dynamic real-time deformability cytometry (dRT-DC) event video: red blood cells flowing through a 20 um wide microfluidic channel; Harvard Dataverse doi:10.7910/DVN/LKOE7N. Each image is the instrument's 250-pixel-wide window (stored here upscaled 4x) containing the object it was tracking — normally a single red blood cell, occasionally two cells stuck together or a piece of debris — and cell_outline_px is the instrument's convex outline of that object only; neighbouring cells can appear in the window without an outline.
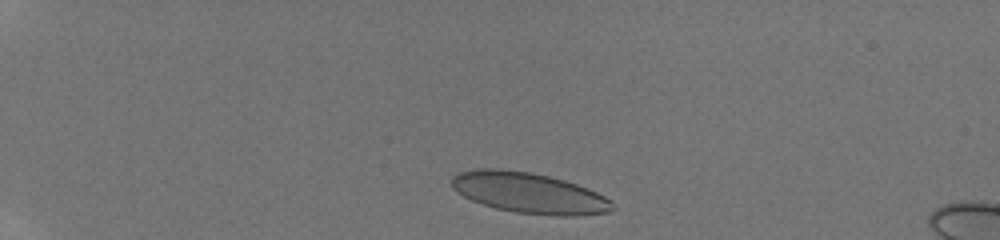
{"species": "human", "species_latin": "Homo sapiens", "temperature_condition": "room temperature", "stored_images_in_passage": 15, "camera_frame_rate_fps": 3000, "um_per_image_px": 0.085, "donor": {"sex": "male"}, "frame": {"image": 1, "passage_image": 1, "time_ms": 0.0, "image_size_px": [1000, 240], "cell_outline_px": [[616, 208], [608, 212], [576, 216], [552, 216], [516, 212], [496, 208], [472, 200], [456, 192], [452, 188], [452, 176], [456, 172], [480, 168], [496, 168], [532, 172], [564, 180], [588, 188], [612, 200]], "centroid_in_image_um": [44.97, 16.39], "position_along_channel_um": 40.0, "area_um2": 38.32}}
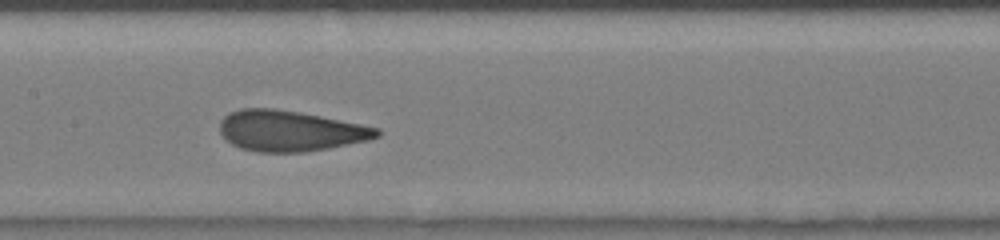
{"frame": {"image": 2, "passage_image": 6, "time_ms": 5.333, "image_size_px": [1000, 240], "cell_outline_px": [[380, 136], [368, 140], [328, 148], [304, 152], [260, 152], [240, 148], [232, 144], [220, 132], [220, 120], [228, 112], [240, 108], [272, 108], [300, 112], [380, 128]], "centroid_in_image_um": [24.64, 11.12], "position_along_channel_um": 182.8, "area_um2": 37.17}}
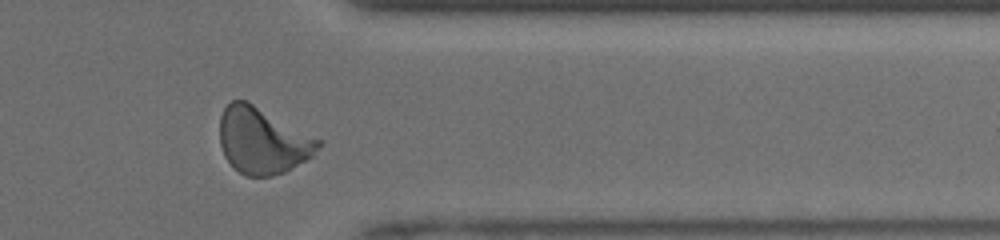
{"frame": {"image": 3, "passage_image": 13, "time_ms": 10.333, "image_size_px": [1000, 240], "cell_outline_px": [[324, 140], [312, 156], [284, 172], [272, 176], [244, 176], [224, 156], [220, 144], [220, 116], [224, 108], [232, 100], [248, 100]], "centroid_in_image_um": [22.34, 11.92], "position_along_channel_um": 389.1, "area_um2": 38.32}, "authors_computed_cell_mechanics": {"area_um2": 37.0498, "velocity_mm_per_s": 4.1879, "shape_relaxation_time_tau1_ms": 4.1211, "shape_relaxation_time_tau2_ms": null, "deformation_change_tau1": 0.1603, "deformation_change_tau2": null}}